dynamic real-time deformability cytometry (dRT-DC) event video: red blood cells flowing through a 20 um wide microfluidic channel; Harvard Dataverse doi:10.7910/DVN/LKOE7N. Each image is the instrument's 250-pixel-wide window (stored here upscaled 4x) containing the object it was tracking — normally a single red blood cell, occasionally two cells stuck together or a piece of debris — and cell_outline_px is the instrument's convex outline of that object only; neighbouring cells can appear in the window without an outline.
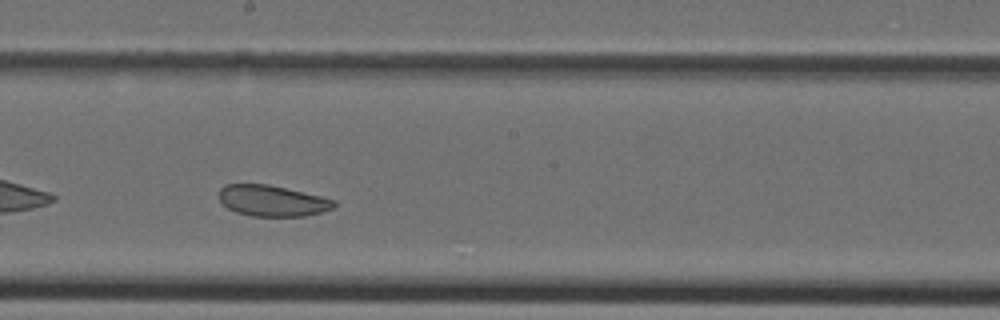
{"species": "Egyptian fruit bat (a non-hibernating species)", "species_latin": "Rousettus aegyptiacus", "temperature_condition": "cold", "stored_images_in_passage": 33, "camera_frame_rate_fps": 3000, "um_per_image_px": 0.085, "animal": {"sex": "female"}, "frame": {"image": 1, "passage_image": 15, "time_ms": 4.667, "image_size_px": [1000, 320], "cell_outline_px": [[336, 208], [304, 216], [252, 216], [236, 212], [228, 208], [220, 200], [220, 188], [224, 184], [268, 184], [320, 196], [336, 200]], "centroid_in_image_um": [23.16, 17.06], "position_along_channel_um": 225.0, "area_um2": 20.69}}
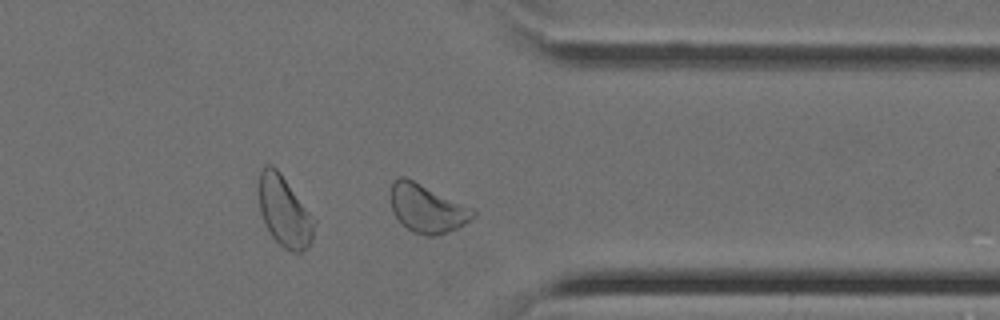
{"frame": {"image": 2, "passage_image": 24, "time_ms": 7.667, "image_size_px": [1000, 320], "cell_outline_px": [[476, 216], [464, 224], [448, 232], [432, 236], [424, 236], [412, 232], [392, 212], [392, 180], [400, 176], [404, 176], [476, 208]], "centroid_in_image_um": [36.35, 17.71], "position_along_channel_um": 375.0, "area_um2": 23.24}}